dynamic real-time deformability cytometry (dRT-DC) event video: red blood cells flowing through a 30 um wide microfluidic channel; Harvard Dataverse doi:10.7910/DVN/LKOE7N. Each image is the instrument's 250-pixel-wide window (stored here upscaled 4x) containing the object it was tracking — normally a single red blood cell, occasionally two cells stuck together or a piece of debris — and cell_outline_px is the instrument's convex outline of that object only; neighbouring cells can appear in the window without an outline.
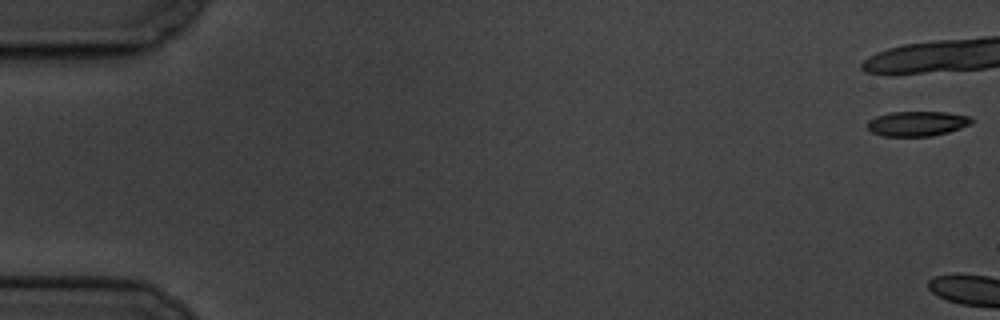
{"species": "common noctule bat (a hibernating species)", "species_latin": "Nyctalus noctula", "temperature_condition": "cold", "stored_images_in_passage": 7, "camera_frame_rate_fps": 3000, "um_per_image_px": 0.085, "animal": {"sex": "male", "body_mass_g": 19.5, "forearm_length_mm": 54.6}, "frame": {"image": 1, "passage_image": 7, "time_ms": 8.0, "image_size_px": [1000, 320], "cell_outline_px": [[972, 124], [948, 132], [932, 136], [884, 136], [872, 132], [868, 128], [868, 120], [876, 116], [888, 112], [948, 112], [968, 116], [972, 120]], "centroid_in_image_um": [77.95, 10.5], "position_along_channel_um": 7.0, "area_um2": 15.09}}